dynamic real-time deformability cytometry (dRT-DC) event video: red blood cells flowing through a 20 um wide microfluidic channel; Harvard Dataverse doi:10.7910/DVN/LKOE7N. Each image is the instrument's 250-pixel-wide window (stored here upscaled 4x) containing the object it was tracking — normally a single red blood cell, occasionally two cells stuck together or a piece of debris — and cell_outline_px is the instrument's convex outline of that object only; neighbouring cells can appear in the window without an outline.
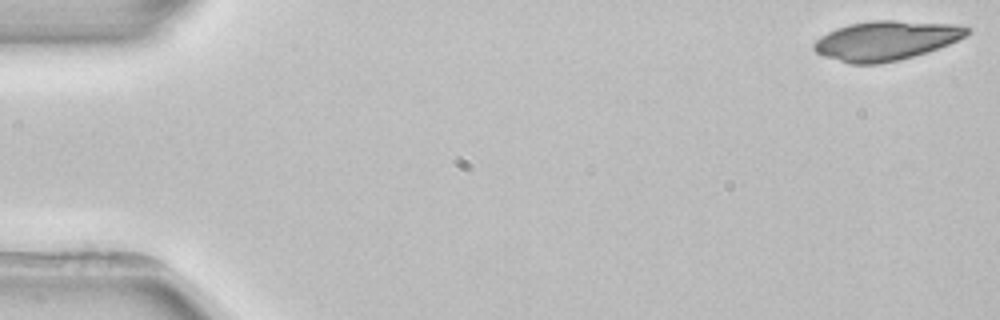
{"species": "common noctule bat (a hibernating species)", "species_latin": "Nyctalus noctula", "temperature_condition": "room temperature", "stored_images_in_passage": 10, "camera_frame_rate_fps": 3000, "um_per_image_px": 0.085, "animal": {"sex": "female", "body_mass_g": 22.7, "forearm_length_mm": 54.2}, "frame": {"image": 1, "passage_image": 1, "time_ms": 0.0, "image_size_px": [1000, 320], "cell_outline_px": [[972, 32], [948, 44], [928, 52], [900, 60], [876, 64], [848, 64], [824, 56], [816, 52], [812, 48], [812, 44], [820, 36], [836, 28], [848, 24], [872, 20], [896, 20], [956, 24], [972, 28]], "centroid_in_image_um": [75.3, 3.44], "position_along_channel_um": 9.7, "area_um2": 35.43}}